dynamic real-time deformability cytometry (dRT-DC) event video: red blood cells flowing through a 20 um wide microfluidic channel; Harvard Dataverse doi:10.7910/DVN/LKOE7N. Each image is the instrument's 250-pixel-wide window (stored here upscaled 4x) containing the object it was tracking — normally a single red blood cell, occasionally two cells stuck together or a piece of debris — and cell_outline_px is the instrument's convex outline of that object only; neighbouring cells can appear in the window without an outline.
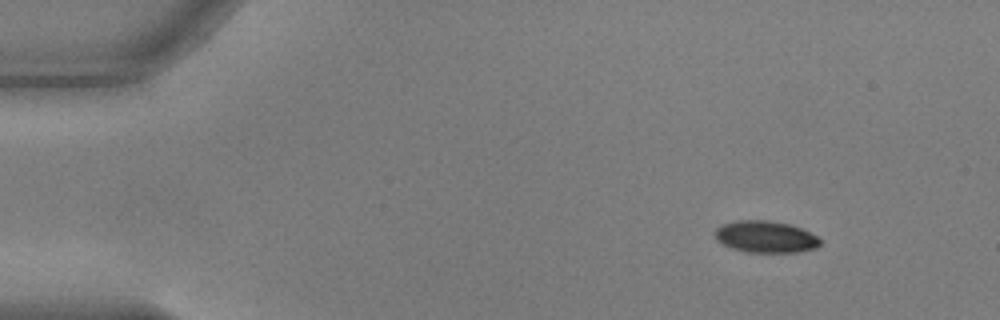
{"species": "common noctule bat (a hibernating species)", "species_latin": "Nyctalus noctula", "temperature_condition": "warm", "stored_images_in_passage": 49, "camera_frame_rate_fps": 3000, "um_per_image_px": 0.085, "animal": {"sex": "male", "body_mass_g": 17.9, "forearm_length_mm": 54.2}, "frame": {"image": 1, "passage_image": 1, "time_ms": 0.0, "image_size_px": [1000, 320], "cell_outline_px": [[820, 244], [816, 248], [796, 252], [744, 252], [732, 248], [716, 240], [716, 228], [724, 224], [736, 220], [768, 220], [788, 224], [800, 228], [816, 236], [820, 240]], "centroid_in_image_um": [65.06, 20.13], "position_along_channel_um": 19.9, "area_um2": 19.25}}
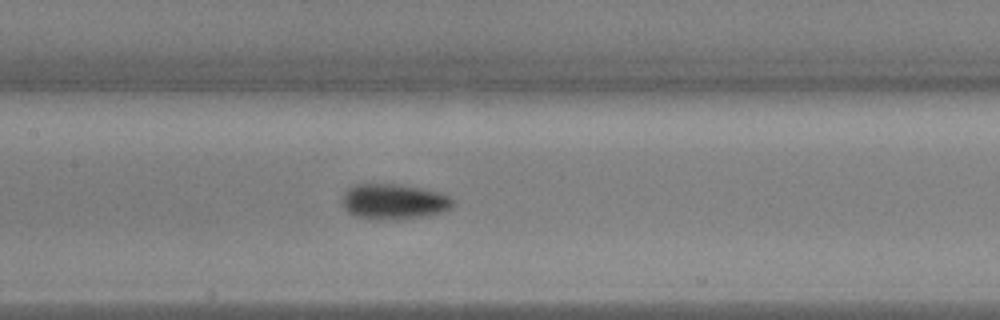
{"frame": {"image": 2, "passage_image": 21, "time_ms": 6.667, "image_size_px": [1000, 320], "cell_outline_px": [[456, 200], [444, 212], [428, 216], [396, 220], [376, 220], [356, 216], [348, 212], [344, 208], [344, 192], [352, 184], [400, 184], [424, 188], [444, 192]], "centroid_in_image_um": [33.53, 17.13], "position_along_channel_um": 173.9, "area_um2": 23.35}}
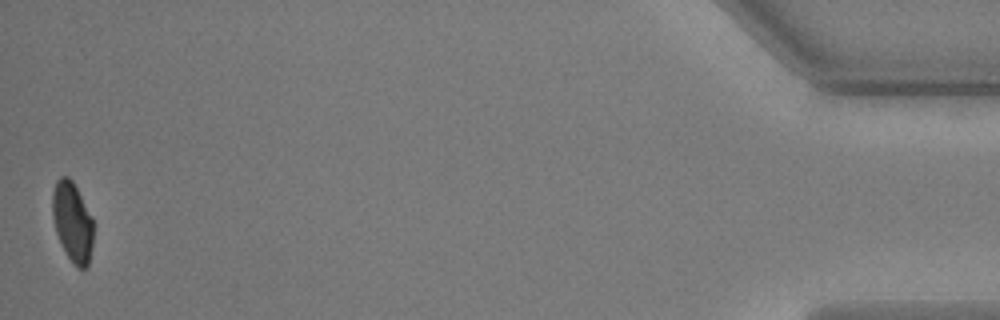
{"frame": {"image": 3, "passage_image": 49, "time_ms": 16.0, "image_size_px": [1000, 320], "cell_outline_px": [[92, 244], [88, 268], [76, 268], [72, 264], [60, 244], [56, 232], [52, 216], [52, 192], [56, 180], [60, 176], [68, 176], [72, 180], [92, 216]], "centroid_in_image_um": [6.14, 18.88], "position_along_channel_um": 429.1, "area_um2": 19.25}, "authors_computed_cell_mechanics": {"area_um2": 20.9814, "velocity_mm_per_s": 3.6928, "shape_relaxation_time_tau1_ms": 3.5383, "shape_relaxation_time_tau2_ms": null, "deformation_change_tau1": 0.1325, "deformation_change_tau2": null}}